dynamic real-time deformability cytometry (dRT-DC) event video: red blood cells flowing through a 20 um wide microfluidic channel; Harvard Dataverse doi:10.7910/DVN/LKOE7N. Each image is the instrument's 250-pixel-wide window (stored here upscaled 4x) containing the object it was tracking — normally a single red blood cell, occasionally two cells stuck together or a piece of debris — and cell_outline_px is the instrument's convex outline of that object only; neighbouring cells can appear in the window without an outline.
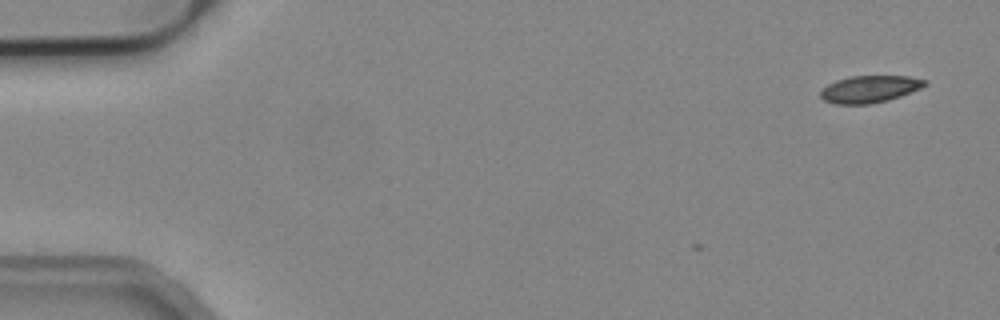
{"species": "common noctule bat (a hibernating species)", "species_latin": "Nyctalus noctula", "temperature_condition": "cold", "stored_images_in_passage": 5, "camera_frame_rate_fps": 3000, "um_per_image_px": 0.085, "animal": {"sex": "male", "body_mass_g": 19.2, "forearm_length_mm": 51.8}, "frame": {"image": 1, "passage_image": 1, "time_ms": 0.0, "image_size_px": [1000, 320], "cell_outline_px": [[928, 84], [920, 88], [900, 96], [888, 100], [868, 104], [836, 104], [824, 100], [820, 96], [820, 92], [828, 84], [836, 80], [848, 76], [908, 76], [928, 80]], "centroid_in_image_um": [73.93, 7.56], "position_along_channel_um": 11.1, "area_um2": 16.42}}